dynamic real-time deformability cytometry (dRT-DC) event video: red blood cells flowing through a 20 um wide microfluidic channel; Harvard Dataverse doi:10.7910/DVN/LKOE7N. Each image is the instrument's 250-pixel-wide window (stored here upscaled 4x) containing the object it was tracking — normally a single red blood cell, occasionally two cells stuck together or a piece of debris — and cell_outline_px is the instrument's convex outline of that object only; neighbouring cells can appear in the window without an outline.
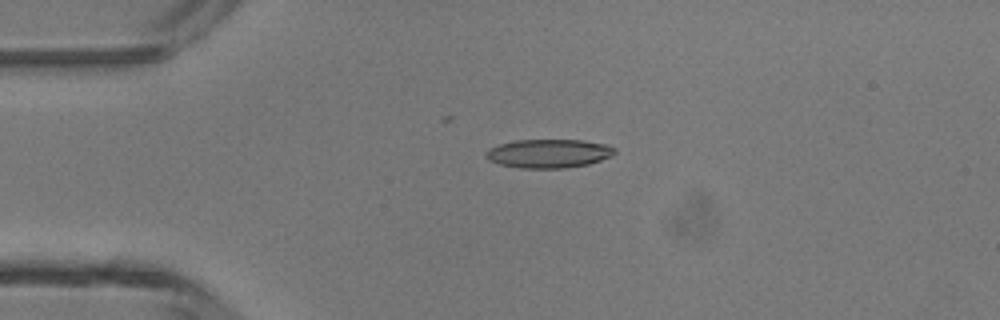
{"species": "common noctule bat (a hibernating species)", "species_latin": "Nyctalus noctula", "temperature_condition": "room temperature", "stored_images_in_passage": 5, "camera_frame_rate_fps": 3000, "um_per_image_px": 0.085, "animal": {"sex": "male", "body_mass_g": 13.3}, "frame": {"image": 1, "passage_image": 4, "time_ms": 3.667, "image_size_px": [1000, 320], "cell_outline_px": [[616, 152], [612, 156], [588, 164], [564, 168], [520, 168], [500, 164], [488, 160], [484, 156], [484, 152], [488, 148], [500, 144], [516, 140], [584, 140], [608, 144], [616, 148]], "centroid_in_image_um": [46.64, 13.04], "position_along_channel_um": 38.4, "area_um2": 21.73}}